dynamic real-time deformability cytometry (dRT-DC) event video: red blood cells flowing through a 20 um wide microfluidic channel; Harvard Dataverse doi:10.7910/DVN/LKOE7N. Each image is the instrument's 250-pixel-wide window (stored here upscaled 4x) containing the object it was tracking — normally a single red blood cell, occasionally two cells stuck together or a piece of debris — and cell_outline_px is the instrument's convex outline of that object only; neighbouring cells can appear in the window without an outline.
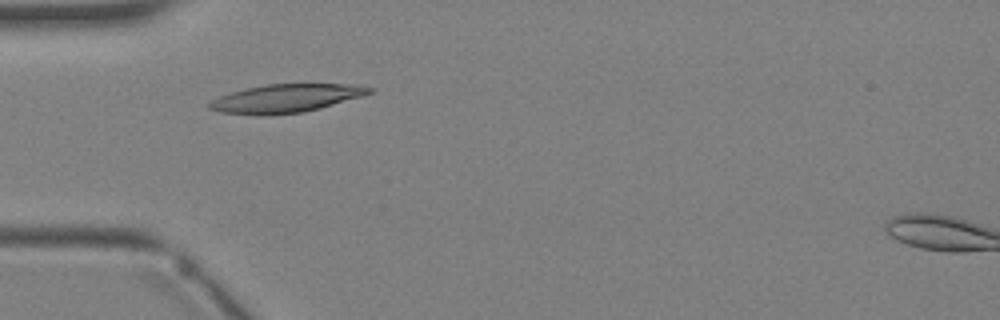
{"species": "Egyptian fruit bat (a non-hibernating species)", "species_latin": "Rousettus aegyptiacus", "temperature_condition": "warm", "stored_images_in_passage": 6, "camera_frame_rate_fps": 3000, "um_per_image_px": 0.085, "animal": {"sex": "female"}, "frame": {"image": 1, "passage_image": 5, "time_ms": 5.667, "image_size_px": [1000, 320], "cell_outline_px": [[376, 88], [372, 92], [364, 96], [320, 108], [304, 112], [268, 116], [264, 116], [220, 112], [208, 108], [208, 104], [212, 100], [220, 96], [232, 92], [264, 84], [360, 84]], "centroid_in_image_um": [24.36, 8.36], "position_along_channel_um": 60.6, "area_um2": 26.65}}
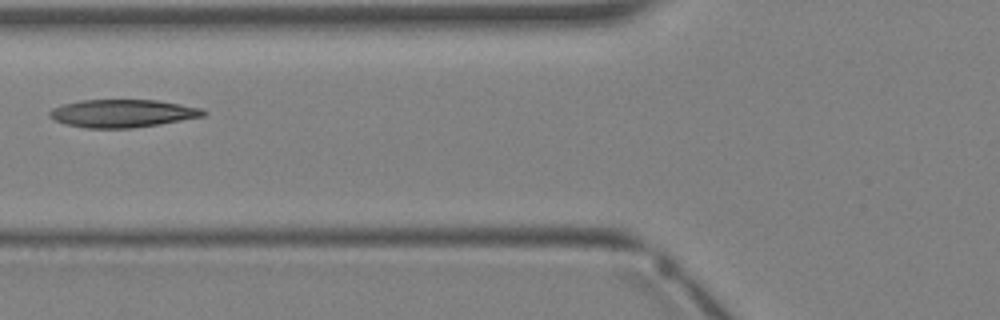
{"frame": {"image": 2, "passage_image": 6, "time_ms": 6.667, "image_size_px": [1000, 320], "cell_outline_px": [[208, 112], [204, 116], [160, 124], [132, 128], [88, 128], [68, 124], [56, 120], [48, 116], [48, 112], [52, 108], [64, 104], [80, 100], [156, 100], [180, 104], [200, 108]], "centroid_in_image_um": [10.42, 9.63], "position_along_channel_um": 115.4, "area_um2": 24.8}}